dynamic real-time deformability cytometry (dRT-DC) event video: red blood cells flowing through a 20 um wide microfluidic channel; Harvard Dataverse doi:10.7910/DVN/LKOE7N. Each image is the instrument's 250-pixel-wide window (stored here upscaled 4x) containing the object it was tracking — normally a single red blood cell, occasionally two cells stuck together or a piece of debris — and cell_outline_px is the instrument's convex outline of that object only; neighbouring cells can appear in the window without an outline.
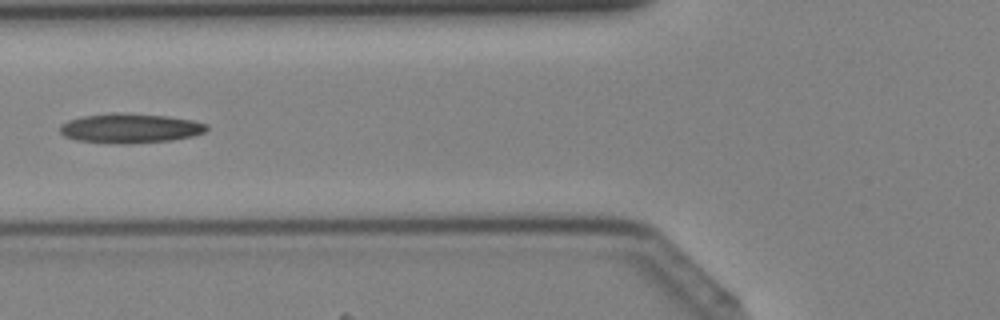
{"species": "Egyptian fruit bat (a non-hibernating species)", "species_latin": "Rousettus aegyptiacus", "temperature_condition": "cold", "stored_images_in_passage": 35, "camera_frame_rate_fps": 3000, "um_per_image_px": 0.085, "animal": {"sex": "female"}, "frame": {"image": 1, "passage_image": 10, "time_ms": 3.0, "image_size_px": [1000, 320], "cell_outline_px": [[208, 128], [204, 132], [192, 136], [172, 140], [124, 144], [120, 144], [76, 140], [64, 136], [60, 132], [60, 124], [68, 120], [84, 116], [124, 112], [168, 116], [192, 120], [208, 124]], "centroid_in_image_um": [11.06, 10.9], "position_along_channel_um": 114.7, "area_um2": 25.26}}
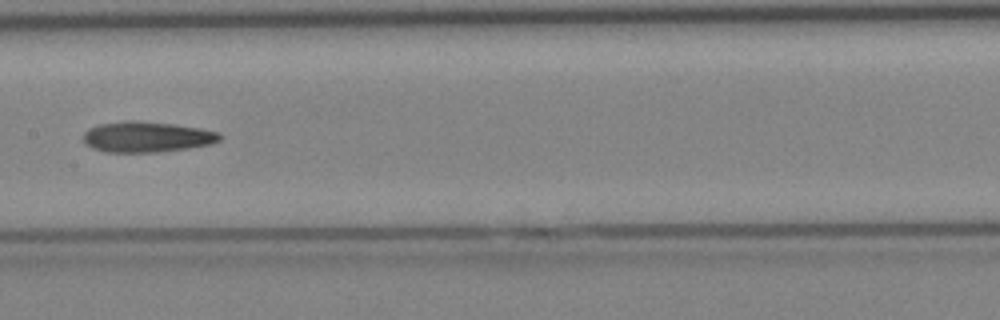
{"frame": {"image": 2, "passage_image": 15, "time_ms": 4.667, "image_size_px": [1000, 320], "cell_outline_px": [[220, 140], [212, 144], [188, 148], [156, 152], [108, 152], [92, 148], [84, 144], [84, 132], [88, 128], [100, 124], [128, 120], [132, 120], [172, 124], [200, 128], [220, 132]], "centroid_in_image_um": [12.47, 11.63], "position_along_channel_um": 194.9, "area_um2": 24.33}}
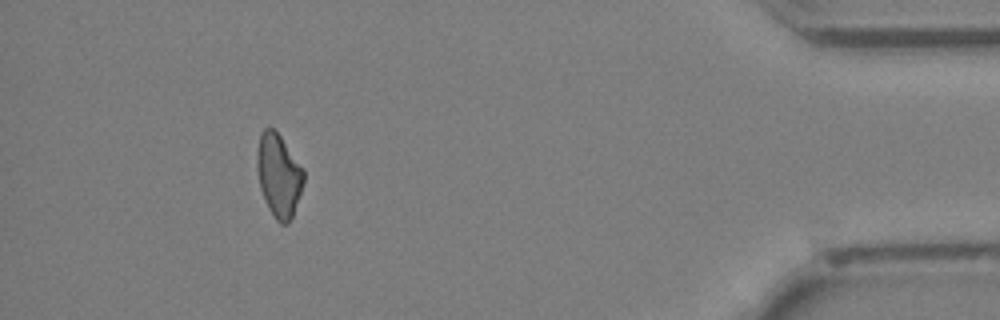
{"frame": {"image": 3, "passage_image": 32, "time_ms": 10.333, "image_size_px": [1000, 320], "cell_outline_px": [[304, 180], [292, 216], [288, 224], [280, 224], [276, 220], [268, 208], [264, 200], [260, 188], [256, 168], [256, 152], [260, 132], [264, 128], [276, 128], [304, 168]], "centroid_in_image_um": [23.67, 14.85], "position_along_channel_um": 411.5, "area_um2": 23.0}}